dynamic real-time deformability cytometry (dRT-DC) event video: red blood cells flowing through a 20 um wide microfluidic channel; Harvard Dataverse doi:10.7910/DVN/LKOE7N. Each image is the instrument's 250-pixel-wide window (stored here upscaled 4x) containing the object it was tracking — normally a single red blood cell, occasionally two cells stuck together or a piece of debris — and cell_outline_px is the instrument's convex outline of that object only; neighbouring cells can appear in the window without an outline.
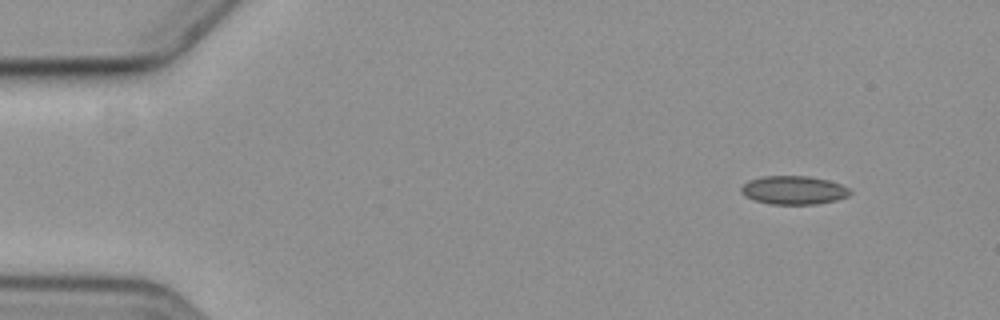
{"species": "common noctule bat (a hibernating species)", "species_latin": "Nyctalus noctula", "temperature_condition": "cold", "stored_images_in_passage": 4, "camera_frame_rate_fps": 3000, "um_per_image_px": 0.085, "animal": {"sex": "female", "body_mass_g": 19.3, "forearm_length_mm": 54.1}, "frame": {"image": 1, "passage_image": 1, "time_ms": 0.0, "image_size_px": [1000, 320], "cell_outline_px": [[852, 192], [848, 196], [836, 200], [816, 204], [772, 204], [756, 200], [740, 192], [740, 188], [748, 180], [764, 176], [808, 176], [828, 180], [840, 184], [848, 188]], "centroid_in_image_um": [67.48, 16.15], "position_along_channel_um": 17.5, "area_um2": 17.92}}
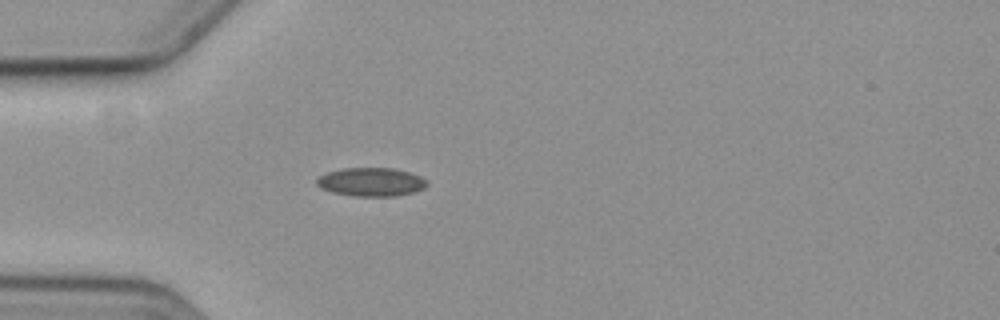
{"frame": {"image": 2, "passage_image": 4, "time_ms": 3.667, "image_size_px": [1000, 320], "cell_outline_px": [[428, 184], [424, 188], [412, 192], [396, 196], [352, 196], [332, 192], [320, 188], [316, 184], [316, 180], [320, 176], [328, 172], [340, 168], [392, 168], [408, 172], [420, 176], [428, 180]], "centroid_in_image_um": [31.53, 15.47], "position_along_channel_um": 53.5, "area_um2": 18.38}}